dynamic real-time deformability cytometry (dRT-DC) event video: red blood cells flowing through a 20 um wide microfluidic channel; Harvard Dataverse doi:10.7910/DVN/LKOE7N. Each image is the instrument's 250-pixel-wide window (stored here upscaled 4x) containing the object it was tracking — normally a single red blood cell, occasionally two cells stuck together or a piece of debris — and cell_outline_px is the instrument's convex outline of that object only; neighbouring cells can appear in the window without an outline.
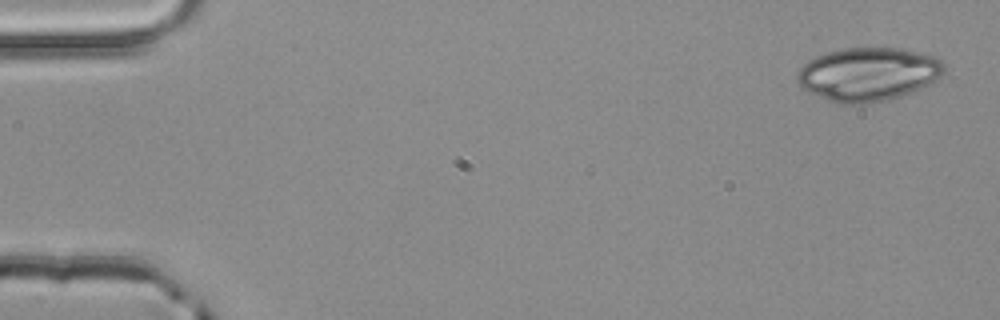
{"species": "common noctule bat (a hibernating species)", "species_latin": "Nyctalus noctula", "temperature_condition": "room temperature", "stored_images_in_passage": 4, "camera_frame_rate_fps": 3000, "um_per_image_px": 0.085, "animal": {"sex": "male", "body_mass_g": 20.4}, "frame": {"image": 1, "passage_image": 1, "time_ms": 0.0, "image_size_px": [1000, 320], "cell_outline_px": [[944, 72], [940, 76], [928, 84], [920, 88], [900, 96], [884, 100], [864, 104], [844, 104], [828, 100], [800, 88], [796, 80], [796, 72], [808, 60], [816, 56], [828, 52], [844, 48], [904, 48], [936, 56], [944, 64]], "centroid_in_image_um": [73.77, 6.3], "position_along_channel_um": 11.2, "area_um2": 45.84}}